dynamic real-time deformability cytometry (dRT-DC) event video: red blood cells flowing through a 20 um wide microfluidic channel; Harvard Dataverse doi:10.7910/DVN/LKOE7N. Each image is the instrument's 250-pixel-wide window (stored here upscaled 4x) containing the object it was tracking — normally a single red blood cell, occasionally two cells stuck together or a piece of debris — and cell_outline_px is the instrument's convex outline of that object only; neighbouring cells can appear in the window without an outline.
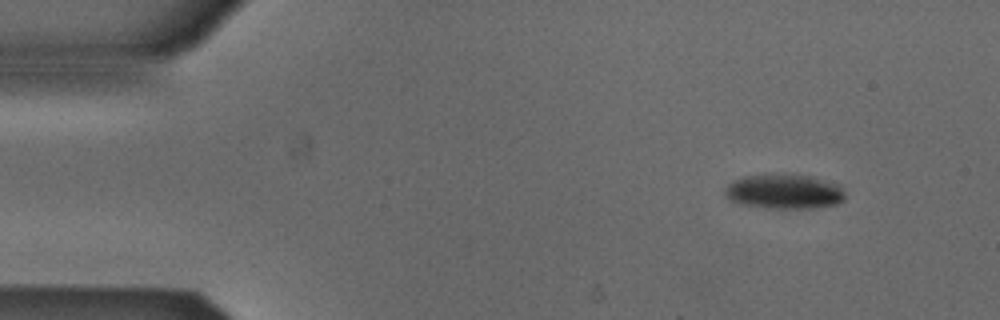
{"species": "Egyptian fruit bat (a non-hibernating species)", "species_latin": "Rousettus aegyptiacus", "temperature_condition": "cold", "stored_images_in_passage": 6, "camera_frame_rate_fps": 3000, "um_per_image_px": 0.085, "animal": {"sex": "male"}, "frame": {"image": 1, "passage_image": 1, "time_ms": 0.0, "image_size_px": [1000, 320], "cell_outline_px": [[844, 200], [836, 204], [808, 208], [772, 208], [744, 204], [732, 200], [724, 196], [724, 188], [728, 184], [744, 176], [784, 172], [808, 176], [840, 184], [844, 192]], "centroid_in_image_um": [66.66, 16.25], "position_along_channel_um": 18.3, "area_um2": 24.39}}
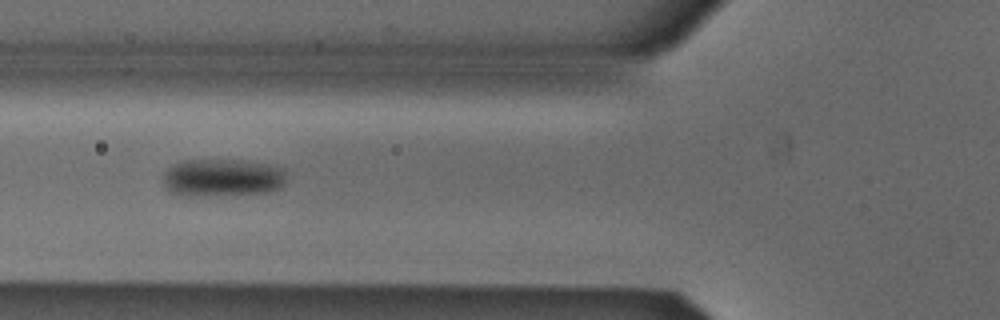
{"frame": {"image": 2, "passage_image": 5, "time_ms": 1.333, "image_size_px": [1000, 320], "cell_outline_px": [[284, 184], [280, 188], [268, 192], [188, 196], [180, 196], [164, 188], [164, 172], [172, 164], [184, 160], [236, 160], [260, 164], [280, 168], [284, 172]], "centroid_in_image_um": [18.81, 15.11], "position_along_channel_um": 107.0, "area_um2": 26.65}}
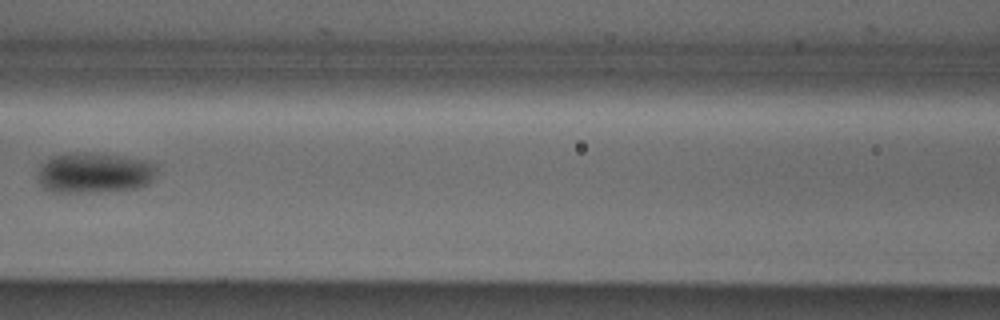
{"frame": {"image": 3, "passage_image": 6, "time_ms": 1.667, "image_size_px": [1000, 320], "cell_outline_px": [[156, 168], [152, 180], [148, 184], [140, 188], [100, 192], [52, 192], [44, 188], [36, 180], [36, 172], [40, 164], [44, 160], [52, 156], [76, 152], [84, 152], [116, 156], [144, 160], [156, 164]], "centroid_in_image_um": [7.95, 14.7], "position_along_channel_um": 158.7, "area_um2": 28.38}}